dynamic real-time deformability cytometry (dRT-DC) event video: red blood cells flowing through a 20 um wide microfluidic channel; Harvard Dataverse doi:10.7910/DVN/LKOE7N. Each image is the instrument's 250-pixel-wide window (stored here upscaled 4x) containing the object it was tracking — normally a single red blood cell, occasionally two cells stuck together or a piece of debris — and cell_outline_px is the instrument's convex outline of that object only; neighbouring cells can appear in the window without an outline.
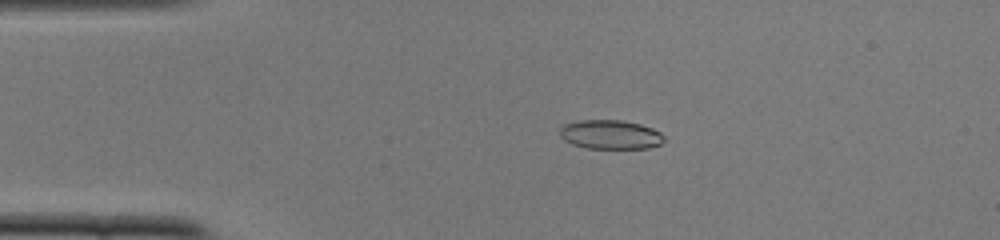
{"species": "common noctule bat (a hibernating species)", "species_latin": "Nyctalus noctula", "temperature_condition": "cold", "stored_images_in_passage": 52, "camera_frame_rate_fps": 3000, "um_per_image_px": 0.085, "animal": {"sex": "female", "body_mass_g": 22.0, "forearm_length_mm": 56.7}, "frame": {"image": 1, "passage_image": 11, "time_ms": 3.333, "image_size_px": [1000, 240], "cell_outline_px": [[664, 140], [660, 144], [648, 148], [588, 148], [572, 144], [564, 140], [560, 136], [560, 128], [564, 124], [576, 120], [624, 120], [640, 124], [652, 128], [660, 132], [664, 136]], "centroid_in_image_um": [51.87, 11.42], "position_along_channel_um": 33.1, "area_um2": 17.74}}
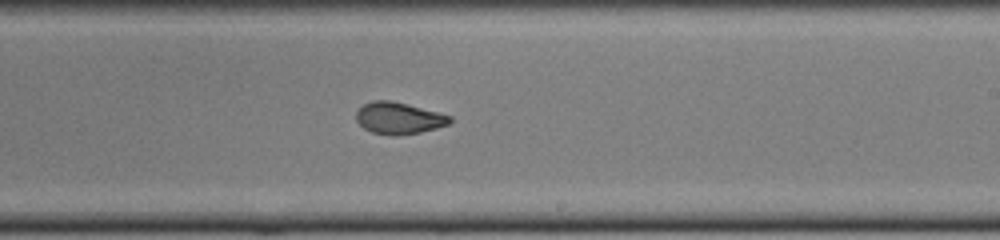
{"frame": {"image": 2, "passage_image": 31, "time_ms": 10.0, "image_size_px": [1000, 240], "cell_outline_px": [[452, 120], [448, 124], [436, 128], [420, 132], [400, 136], [392, 136], [372, 132], [364, 128], [356, 120], [356, 112], [364, 104], [372, 100], [392, 100], [408, 104], [452, 116]], "centroid_in_image_um": [33.89, 10.04], "position_along_channel_um": 255.1, "area_um2": 17.4}}
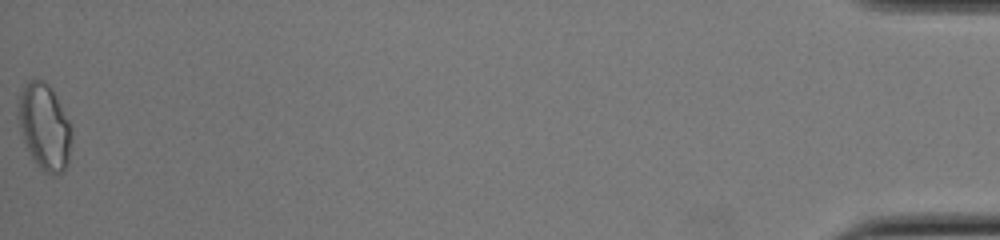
{"frame": {"image": 3, "passage_image": 52, "time_ms": 17.0, "image_size_px": [1000, 240], "cell_outline_px": [[72, 140], [68, 164], [60, 172], [52, 176], [44, 172], [32, 156], [24, 140], [20, 128], [20, 96], [24, 88], [32, 80], [44, 80], [52, 88], [72, 128]], "centroid_in_image_um": [3.84, 10.81], "position_along_channel_um": 431.4, "area_um2": 25.95}, "authors_computed_cell_mechanics": {"area_um2": 17.9758, "velocity_mm_per_s": 3.9212, "shape_relaxation_time_tau1_ms": null, "shape_relaxation_time_tau2_ms": 1.4598, "deformation_change_tau1": null, "deformation_change_tau2": 0.0706}}